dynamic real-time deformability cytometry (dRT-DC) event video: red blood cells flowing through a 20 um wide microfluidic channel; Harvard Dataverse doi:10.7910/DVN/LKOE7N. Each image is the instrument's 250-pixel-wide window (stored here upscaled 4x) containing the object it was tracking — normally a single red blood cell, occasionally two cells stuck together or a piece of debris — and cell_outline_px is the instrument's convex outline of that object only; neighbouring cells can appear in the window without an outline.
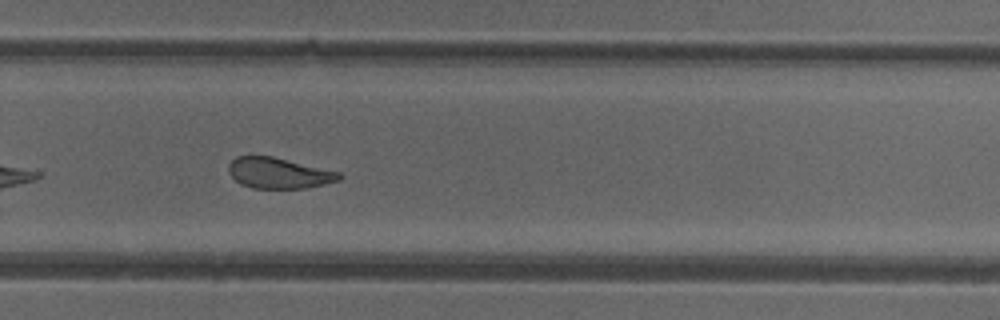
{"species": "common noctule bat (a hibernating species)", "species_latin": "Nyctalus noctula", "temperature_condition": "cold", "stored_images_in_passage": 34, "camera_frame_rate_fps": 3000, "um_per_image_px": 0.085, "animal": {"sex": "female"}, "frame": {"image": 1, "passage_image": 20, "time_ms": 6.333, "image_size_px": [1000, 320], "cell_outline_px": [[344, 176], [340, 180], [324, 184], [304, 188], [252, 188], [240, 184], [228, 172], [228, 164], [236, 156], [272, 156], [340, 172]], "centroid_in_image_um": [23.69, 14.71], "position_along_channel_um": 306.1, "area_um2": 19.83}, "authors_computed_cell_mechanics": {"area_um2": 20.8658, "velocity_mm_per_s": 3.9872, "shape_relaxation_time_tau1_ms": 4.623, "shape_relaxation_time_tau2_ms": 1.6481, "deformation_change_tau1": 0.1416, "deformation_change_tau2": 0.0848}}